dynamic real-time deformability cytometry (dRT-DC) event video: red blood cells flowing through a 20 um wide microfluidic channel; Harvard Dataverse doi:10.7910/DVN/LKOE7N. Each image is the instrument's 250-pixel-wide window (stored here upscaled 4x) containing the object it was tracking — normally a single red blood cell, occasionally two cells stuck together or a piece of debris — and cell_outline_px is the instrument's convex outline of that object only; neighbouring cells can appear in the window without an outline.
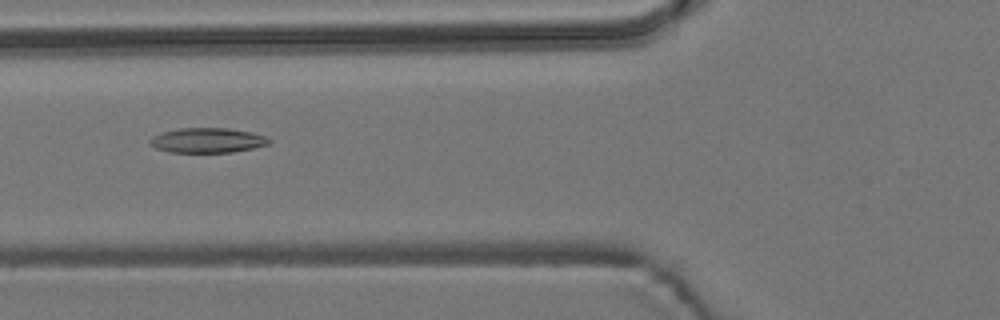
{"species": "common noctule bat (a hibernating species)", "species_latin": "Nyctalus noctula", "temperature_condition": "room temperature", "stored_images_in_passage": 4, "camera_frame_rate_fps": 3000, "um_per_image_px": 0.085, "animal": {"sex": "male", "body_mass_g": 19.2, "forearm_length_mm": 51.8}, "frame": {"image": 1, "passage_image": 2, "time_ms": 1.0, "image_size_px": [1000, 320], "cell_outline_px": [[272, 140], [268, 144], [252, 148], [232, 152], [168, 152], [156, 148], [148, 144], [148, 140], [152, 136], [164, 132], [180, 128], [228, 128], [252, 132], [264, 136]], "centroid_in_image_um": [17.6, 11.93], "position_along_channel_um": 108.2, "area_um2": 17.22}}
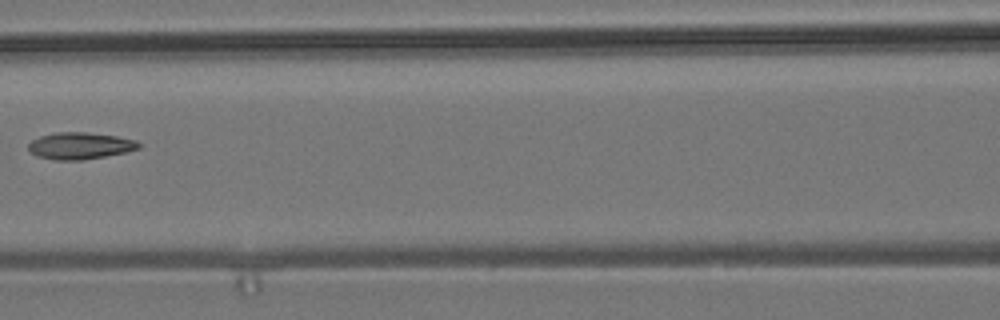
{"frame": {"image": 2, "passage_image": 3, "time_ms": 2.333, "image_size_px": [1000, 320], "cell_outline_px": [[144, 144], [140, 148], [128, 152], [84, 160], [56, 160], [36, 156], [28, 148], [28, 144], [32, 140], [40, 136], [56, 132], [88, 132], [116, 136], [136, 140]], "centroid_in_image_um": [6.85, 12.39], "position_along_channel_um": 159.7, "area_um2": 17.46}}
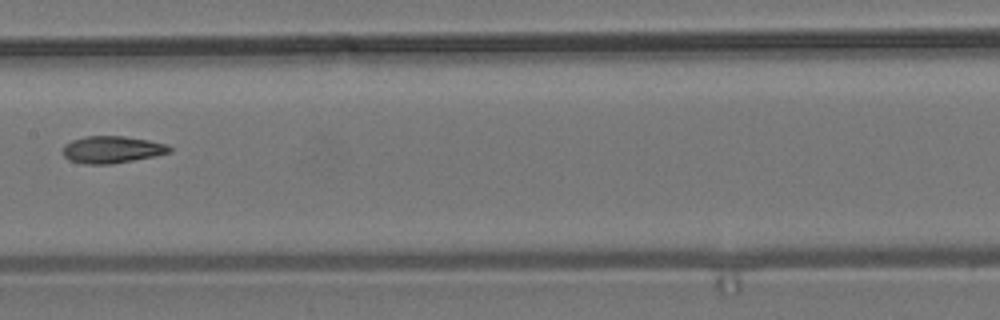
{"frame": {"image": 3, "passage_image": 4, "time_ms": 3.333, "image_size_px": [1000, 320], "cell_outline_px": [[172, 152], [156, 156], [112, 164], [84, 164], [68, 160], [64, 156], [64, 144], [72, 140], [84, 136], [124, 136], [148, 140], [168, 144], [172, 148]], "centroid_in_image_um": [9.54, 12.71], "position_along_channel_um": 197.9, "area_um2": 16.99}}